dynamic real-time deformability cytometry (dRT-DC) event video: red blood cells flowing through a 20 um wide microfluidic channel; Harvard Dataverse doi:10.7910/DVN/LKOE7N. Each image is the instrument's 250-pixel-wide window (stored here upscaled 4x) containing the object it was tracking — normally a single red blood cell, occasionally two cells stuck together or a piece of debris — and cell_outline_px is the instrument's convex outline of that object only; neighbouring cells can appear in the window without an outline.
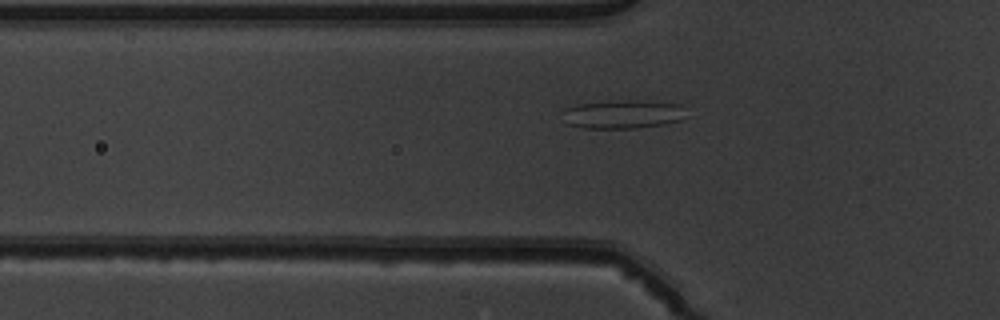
{"species": "common noctule bat (a hibernating species)", "species_latin": "Nyctalus noctula", "temperature_condition": "warm", "stored_images_in_passage": 39, "camera_frame_rate_fps": 3000, "um_per_image_px": 0.085, "animal": {"sex": "male", "body_mass_g": 19.5, "forearm_length_mm": 54.6}, "frame": {"image": 1, "passage_image": 10, "time_ms": 3.0, "image_size_px": [1000, 320], "cell_outline_px": [[680, 120], [664, 124], [636, 128], [584, 128], [568, 124], [564, 108], [576, 104], [620, 100], [632, 100], [680, 104]], "centroid_in_image_um": [52.87, 9.71], "position_along_channel_um": 72.9, "area_um2": 19.94}}
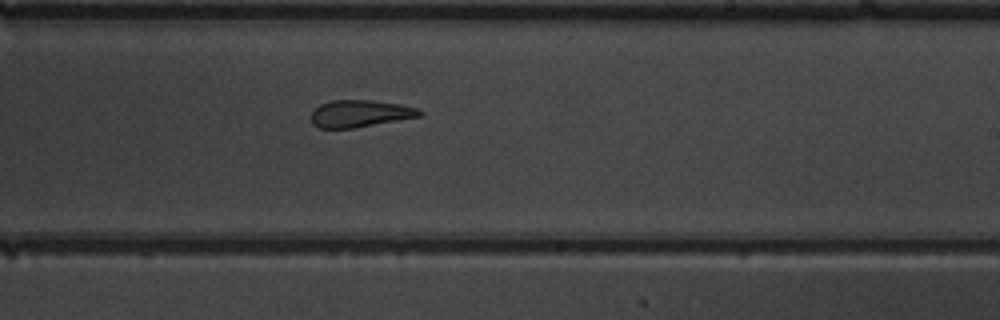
{"frame": {"image": 2, "passage_image": 24, "time_ms": 7.667, "image_size_px": [1000, 320], "cell_outline_px": [[424, 112], [420, 116], [352, 128], [320, 128], [312, 124], [312, 112], [320, 104], [332, 100], [372, 100], [400, 104], [416, 108]], "centroid_in_image_um": [30.59, 9.64], "position_along_channel_um": 258.4, "area_um2": 16.88}}
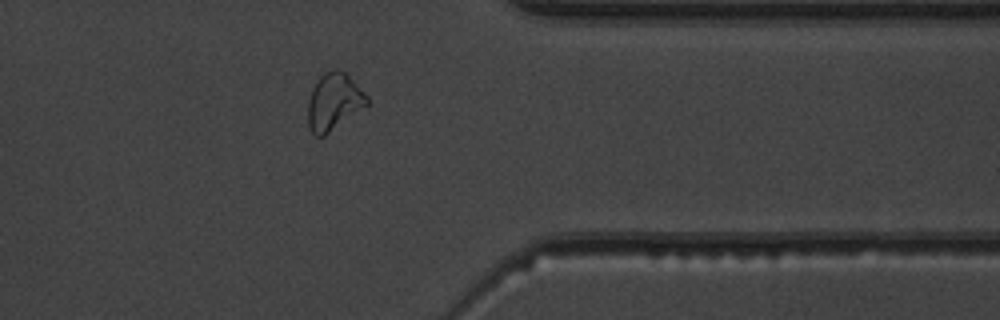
{"frame": {"image": 3, "passage_image": 34, "time_ms": 11.0, "image_size_px": [1000, 320], "cell_outline_px": [[368, 104], [324, 136], [316, 136], [308, 128], [308, 100], [312, 88], [320, 76], [324, 72], [332, 68], [336, 68], [344, 72], [368, 96]], "centroid_in_image_um": [28.35, 8.64], "position_along_channel_um": 383.0, "area_um2": 19.42}}